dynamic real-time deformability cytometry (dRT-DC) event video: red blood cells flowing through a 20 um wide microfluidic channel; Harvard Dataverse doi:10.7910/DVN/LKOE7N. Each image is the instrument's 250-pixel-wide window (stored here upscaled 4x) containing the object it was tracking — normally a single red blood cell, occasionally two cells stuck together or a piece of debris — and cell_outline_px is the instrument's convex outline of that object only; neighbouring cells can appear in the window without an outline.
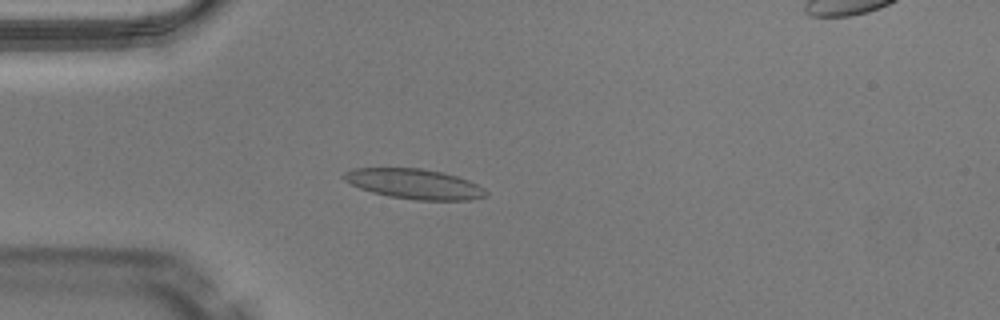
{"species": "Egyptian fruit bat (a non-hibernating species)", "species_latin": "Rousettus aegyptiacus", "temperature_condition": "warm", "stored_images_in_passage": 50, "segment_of_instrument_passage": [1, 2], "camera_frame_rate_fps": 3000, "um_per_image_px": 0.085, "animal": {"sex": "male"}, "frame": {"image": 1, "passage_image": 13, "time_ms": 4.0, "image_size_px": [1000, 320], "cell_outline_px": [[488, 196], [468, 200], [416, 200], [388, 196], [372, 192], [360, 188], [344, 180], [340, 176], [344, 172], [352, 168], [420, 168], [440, 172], [456, 176], [468, 180], [484, 188], [488, 192]], "centroid_in_image_um": [35.2, 15.63], "position_along_channel_um": 49.8, "area_um2": 24.85}}
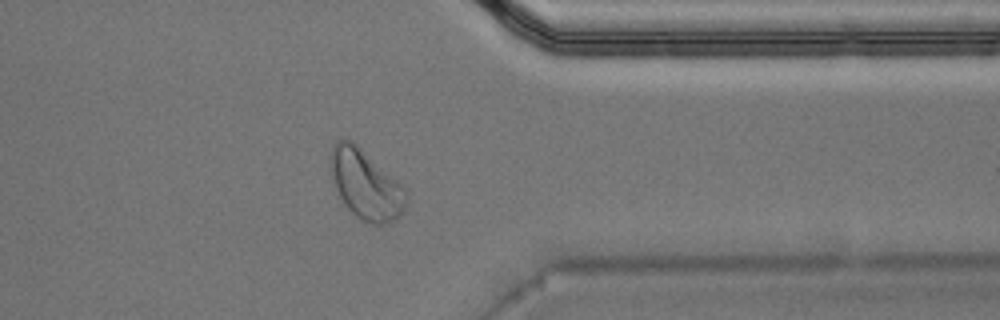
{"frame": {"image": 2, "passage_image": 39, "time_ms": 12.667, "image_size_px": [1000, 320], "cell_outline_px": [[408, 200], [404, 212], [392, 220], [384, 224], [372, 224], [356, 216], [344, 204], [336, 188], [332, 172], [332, 148], [336, 140], [352, 140], [396, 180], [408, 192]], "centroid_in_image_um": [31.13, 15.71], "position_along_channel_um": 380.3, "area_um2": 29.77}}
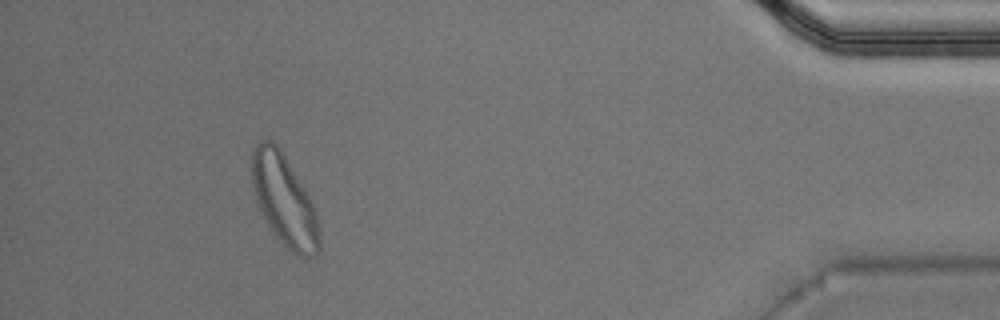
{"frame": {"image": 3, "passage_image": 45, "time_ms": 14.667, "image_size_px": [1000, 320], "cell_outline_px": [[320, 252], [316, 256], [296, 256], [276, 236], [264, 216], [256, 200], [252, 184], [252, 148], [260, 140], [272, 140], [280, 148], [304, 188], [316, 212], [320, 236]], "centroid_in_image_um": [24.17, 17.02], "position_along_channel_um": 411.0, "area_um2": 35.32}}